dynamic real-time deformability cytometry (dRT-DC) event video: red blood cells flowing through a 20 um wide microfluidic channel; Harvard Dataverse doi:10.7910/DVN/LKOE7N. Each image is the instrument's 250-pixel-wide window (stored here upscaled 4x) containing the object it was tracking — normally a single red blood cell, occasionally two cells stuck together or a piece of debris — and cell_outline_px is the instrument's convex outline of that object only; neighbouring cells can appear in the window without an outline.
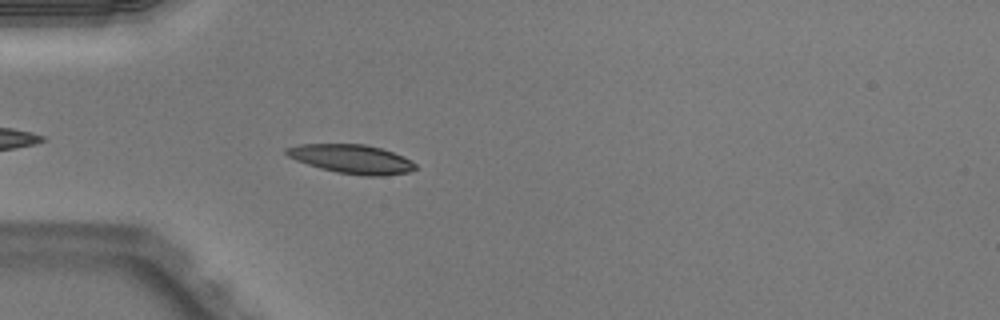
{"species": "Egyptian fruit bat (a non-hibernating species)", "species_latin": "Rousettus aegyptiacus", "temperature_condition": "warm", "stored_images_in_passage": 35, "camera_frame_rate_fps": 3000, "um_per_image_px": 0.085, "animal": {"sex": "male"}, "frame": {"image": 1, "passage_image": 5, "time_ms": 1.333, "image_size_px": [1000, 320], "cell_outline_px": [[416, 168], [408, 172], [384, 176], [364, 176], [336, 172], [320, 168], [296, 160], [288, 156], [284, 152], [284, 148], [300, 144], [364, 144], [380, 148], [404, 156], [412, 160], [416, 164]], "centroid_in_image_um": [29.89, 13.52], "position_along_channel_um": 55.1, "area_um2": 21.79}}
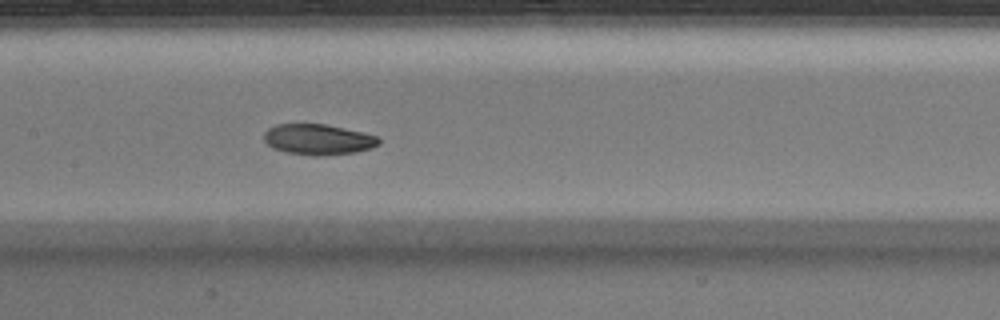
{"frame": {"image": 2, "passage_image": 15, "time_ms": 4.667, "image_size_px": [1000, 320], "cell_outline_px": [[380, 144], [372, 148], [356, 152], [324, 156], [316, 156], [284, 152], [272, 148], [264, 140], [264, 132], [268, 128], [276, 124], [324, 124], [360, 132], [376, 136], [380, 140]], "centroid_in_image_um": [27.01, 11.87], "position_along_channel_um": 180.4, "area_um2": 20.52}}
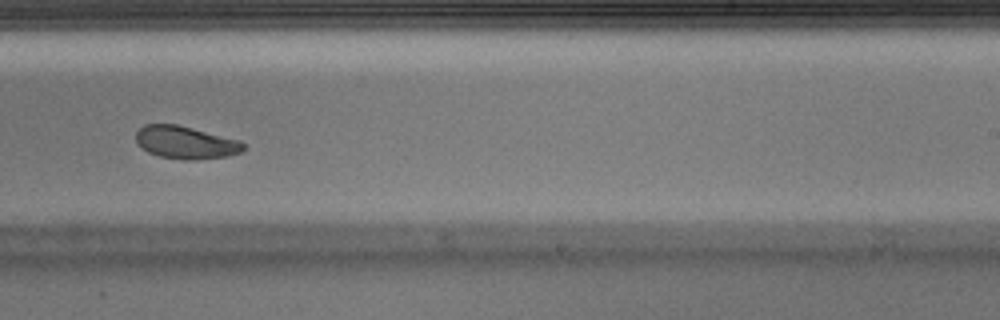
{"frame": {"image": 3, "passage_image": 22, "time_ms": 7.0, "image_size_px": [1000, 320], "cell_outline_px": [[244, 148], [240, 152], [228, 156], [192, 160], [184, 160], [160, 156], [148, 152], [136, 140], [136, 132], [144, 124], [176, 124], [240, 140], [244, 144]], "centroid_in_image_um": [15.78, 12.11], "position_along_channel_um": 273.2, "area_um2": 20.23}, "authors_computed_cell_mechanics": {"area_um2": 20.808, "velocity_mm_per_s": 3.9927, "shape_relaxation_time_tau1_ms": 3.8764, "shape_relaxation_time_tau2_ms": 4.5901, "deformation_change_tau1": 0.1202, "deformation_change_tau2": 0.1112}}